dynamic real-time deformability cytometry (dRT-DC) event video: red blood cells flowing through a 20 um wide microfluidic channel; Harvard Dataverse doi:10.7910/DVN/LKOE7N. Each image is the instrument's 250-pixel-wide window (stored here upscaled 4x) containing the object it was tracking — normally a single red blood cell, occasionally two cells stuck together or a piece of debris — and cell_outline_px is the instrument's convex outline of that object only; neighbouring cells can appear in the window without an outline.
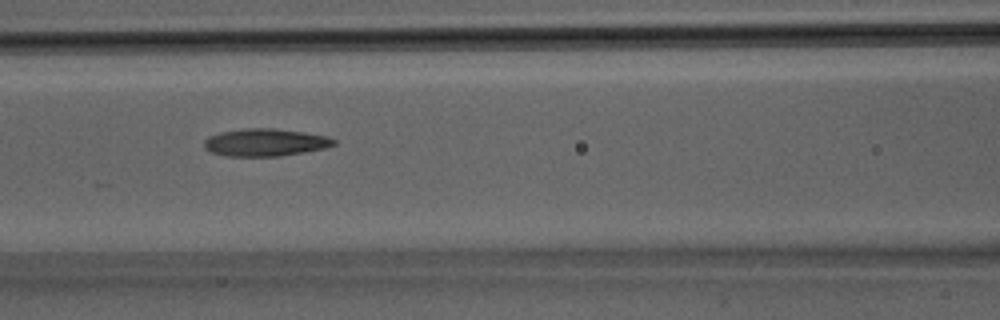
{"species": "Egyptian fruit bat (a non-hibernating species)", "species_latin": "Rousettus aegyptiacus", "temperature_condition": "room temperature", "stored_images_in_passage": 32, "camera_frame_rate_fps": 3000, "um_per_image_px": 0.085, "animal": {"sex": "male"}, "frame": {"image": 1, "passage_image": 14, "time_ms": 4.333, "image_size_px": [1000, 320], "cell_outline_px": [[336, 144], [324, 148], [304, 152], [280, 156], [224, 156], [212, 152], [204, 148], [204, 140], [208, 136], [220, 132], [244, 128], [276, 128], [304, 132], [328, 136], [336, 140]], "centroid_in_image_um": [22.54, 12.1], "position_along_channel_um": 144.1, "area_um2": 20.92}}
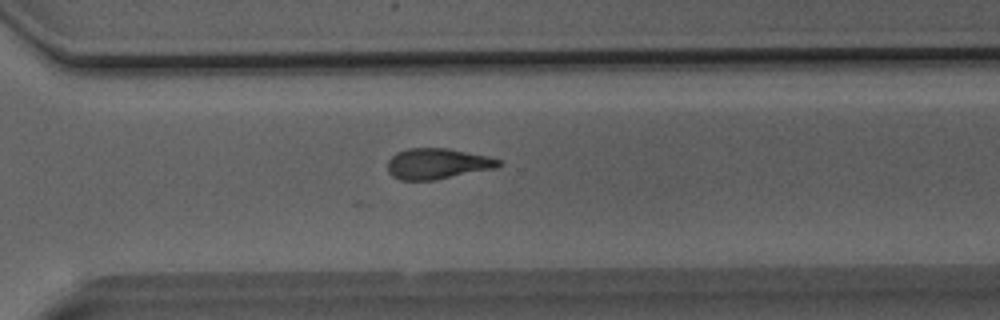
{"frame": {"image": 2, "passage_image": 23, "time_ms": 7.333, "image_size_px": [1000, 320], "cell_outline_px": [[500, 164], [496, 168], [432, 180], [400, 180], [392, 176], [388, 172], [388, 160], [396, 152], [408, 148], [448, 148], [488, 156], [500, 160]], "centroid_in_image_um": [37.14, 13.91], "position_along_channel_um": 333.5, "area_um2": 19.77}}
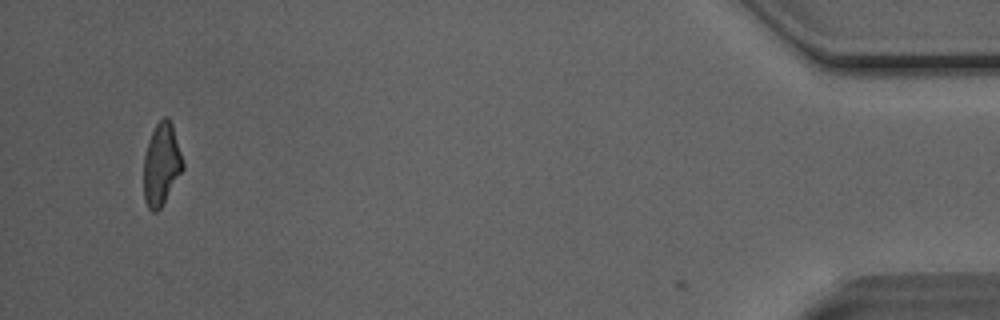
{"frame": {"image": 3, "passage_image": 31, "time_ms": 10.0, "image_size_px": [1000, 320], "cell_outline_px": [[184, 168], [160, 208], [156, 212], [152, 212], [148, 208], [144, 200], [144, 156], [152, 132], [156, 124], [164, 116], [168, 116], [172, 124], [184, 160]], "centroid_in_image_um": [13.73, 13.96], "position_along_channel_um": 421.5, "area_um2": 18.67}}